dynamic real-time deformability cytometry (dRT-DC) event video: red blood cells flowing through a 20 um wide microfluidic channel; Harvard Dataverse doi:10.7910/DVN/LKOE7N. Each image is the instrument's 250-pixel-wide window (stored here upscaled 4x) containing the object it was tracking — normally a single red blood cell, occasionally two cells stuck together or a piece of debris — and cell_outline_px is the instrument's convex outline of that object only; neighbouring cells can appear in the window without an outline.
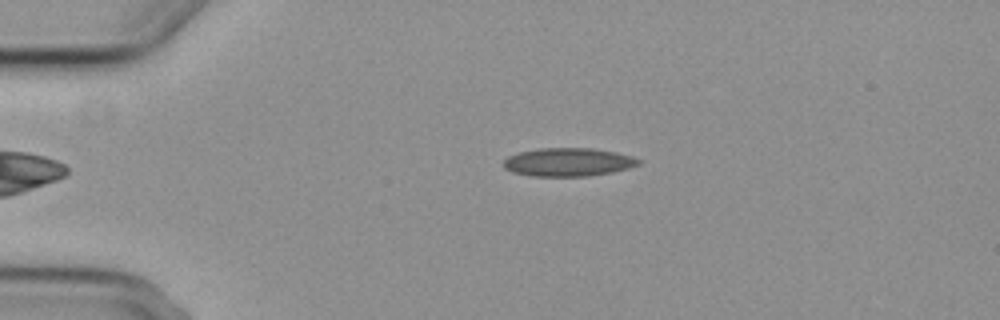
{"species": "common noctule bat (a hibernating species)", "species_latin": "Nyctalus noctula", "temperature_condition": "cold", "stored_images_in_passage": 2, "camera_frame_rate_fps": 3000, "um_per_image_px": 0.085, "animal": {"sex": "female", "body_mass_g": 29.2, "forearm_length_mm": 56.3}, "frame": {"image": 1, "passage_image": 1, "time_ms": 0.0, "image_size_px": [1000, 320], "cell_outline_px": [[640, 164], [628, 168], [612, 172], [588, 176], [532, 176], [512, 172], [504, 168], [500, 164], [508, 156], [520, 152], [540, 148], [592, 148], [616, 152], [632, 156], [640, 160]], "centroid_in_image_um": [48.27, 13.78], "position_along_channel_um": 36.7, "area_um2": 22.37}}